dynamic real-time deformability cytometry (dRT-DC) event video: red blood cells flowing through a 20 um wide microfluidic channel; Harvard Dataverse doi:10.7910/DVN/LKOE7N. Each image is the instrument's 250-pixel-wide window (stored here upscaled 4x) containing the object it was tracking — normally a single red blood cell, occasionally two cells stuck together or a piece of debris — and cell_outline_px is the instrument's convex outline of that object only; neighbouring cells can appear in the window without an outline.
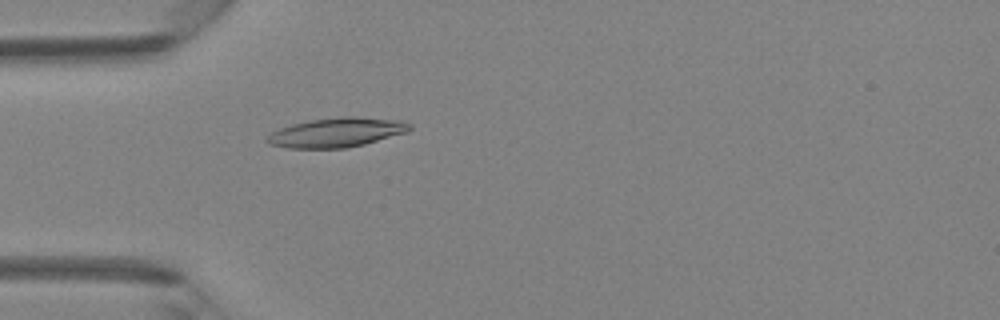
{"species": "Egyptian fruit bat (a non-hibernating species)", "species_latin": "Rousettus aegyptiacus", "temperature_condition": "room temperature", "stored_images_in_passage": 42, "camera_frame_rate_fps": 3000, "um_per_image_px": 0.085, "animal": {"sex": "female"}, "frame": {"image": 1, "passage_image": 13, "time_ms": 4.0, "image_size_px": [1000, 320], "cell_outline_px": [[412, 128], [408, 132], [364, 144], [344, 148], [288, 148], [268, 144], [264, 140], [272, 132], [280, 128], [292, 124], [312, 120], [344, 116], [352, 116], [400, 120], [412, 124]], "centroid_in_image_um": [28.62, 11.26], "position_along_channel_um": 56.4, "area_um2": 24.39}}
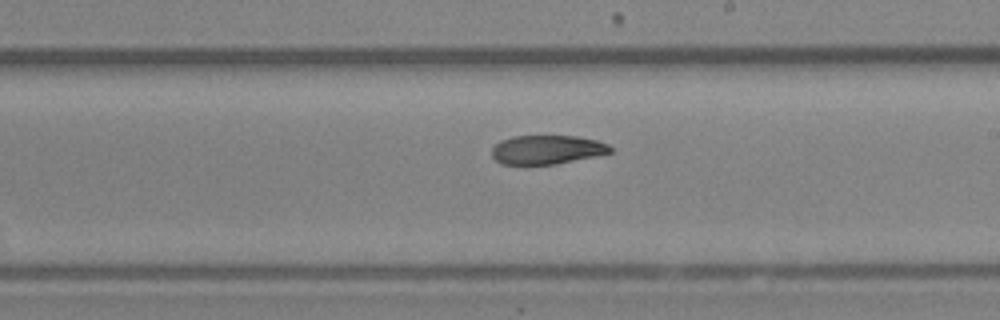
{"frame": {"image": 2, "passage_image": 25, "time_ms": 8.0, "image_size_px": [1000, 320], "cell_outline_px": [[612, 152], [596, 156], [556, 164], [500, 164], [492, 156], [492, 148], [500, 140], [512, 136], [576, 136], [596, 140], [608, 144], [612, 148]], "centroid_in_image_um": [46.49, 12.72], "position_along_channel_um": 242.5, "area_um2": 20.0}}
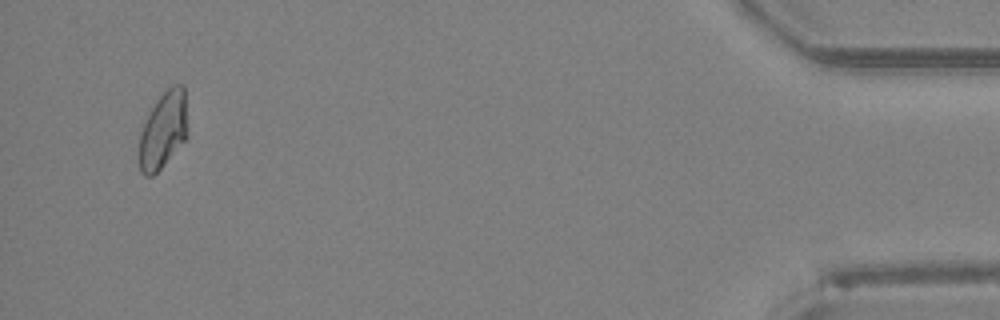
{"frame": {"image": 3, "passage_image": 41, "time_ms": 13.333, "image_size_px": [1000, 320], "cell_outline_px": [[188, 136], [164, 164], [152, 176], [144, 176], [140, 172], [140, 132], [152, 108], [160, 96], [172, 84], [184, 84], [188, 128]], "centroid_in_image_um": [13.91, 11.04], "position_along_channel_um": 421.3, "area_um2": 21.5}}